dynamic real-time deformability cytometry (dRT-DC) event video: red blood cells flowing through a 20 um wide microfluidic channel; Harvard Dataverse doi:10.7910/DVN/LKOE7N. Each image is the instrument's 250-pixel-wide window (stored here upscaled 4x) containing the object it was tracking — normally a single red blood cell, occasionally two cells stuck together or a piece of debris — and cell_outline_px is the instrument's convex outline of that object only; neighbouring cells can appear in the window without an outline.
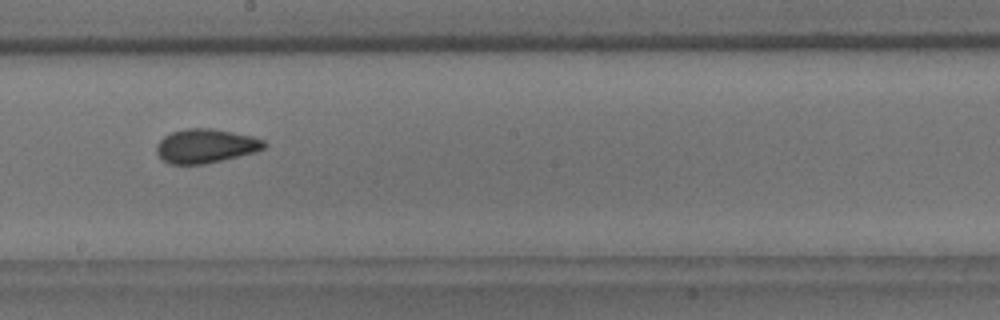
{"species": "common noctule bat (a hibernating species)", "species_latin": "Nyctalus noctula", "temperature_condition": "room temperature", "stored_images_in_passage": 8, "camera_frame_rate_fps": 3000, "um_per_image_px": 0.085, "animal": {"sex": "male", "body_mass_g": 18.8}, "frame": {"image": 1, "passage_image": 7, "time_ms": 2.0, "image_size_px": [1000, 320], "cell_outline_px": [[268, 144], [264, 148], [256, 152], [204, 164], [168, 164], [156, 152], [156, 144], [164, 136], [172, 132], [188, 128], [212, 128], [252, 136], [264, 140]], "centroid_in_image_um": [17.49, 12.4], "position_along_channel_um": 230.7, "area_um2": 21.33}}